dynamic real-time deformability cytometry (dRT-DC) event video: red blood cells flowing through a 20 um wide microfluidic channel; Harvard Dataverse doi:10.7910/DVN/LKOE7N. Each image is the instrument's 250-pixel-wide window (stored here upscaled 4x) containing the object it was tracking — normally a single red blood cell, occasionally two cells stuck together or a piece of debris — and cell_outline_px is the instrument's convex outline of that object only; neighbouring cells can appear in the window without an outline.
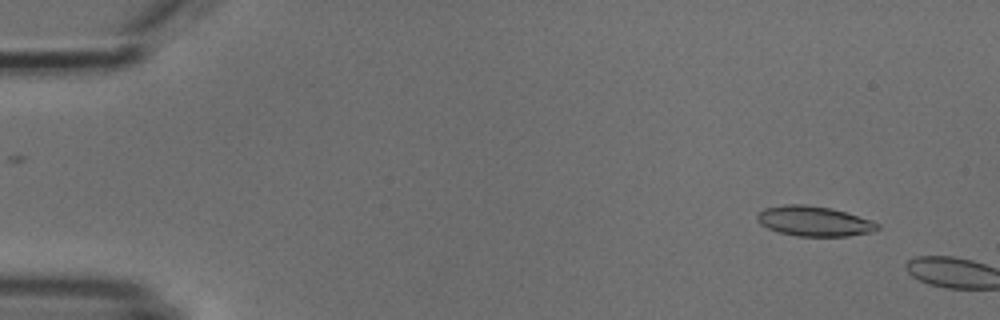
{"species": "common noctule bat (a hibernating species)", "species_latin": "Nyctalus noctula", "temperature_condition": "cold", "stored_images_in_passage": 2, "camera_frame_rate_fps": 3000, "um_per_image_px": 0.085, "animal": {"sex": "male", "body_mass_g": 18.8}, "frame": {"image": 1, "passage_image": 1, "time_ms": 0.0, "image_size_px": [1000, 320], "cell_outline_px": [[880, 228], [872, 232], [848, 236], [796, 236], [780, 232], [768, 228], [760, 224], [756, 220], [756, 216], [764, 208], [784, 204], [804, 204], [832, 208], [872, 220], [880, 224]], "centroid_in_image_um": [69.2, 18.79], "position_along_channel_um": 15.8, "area_um2": 21.15}}